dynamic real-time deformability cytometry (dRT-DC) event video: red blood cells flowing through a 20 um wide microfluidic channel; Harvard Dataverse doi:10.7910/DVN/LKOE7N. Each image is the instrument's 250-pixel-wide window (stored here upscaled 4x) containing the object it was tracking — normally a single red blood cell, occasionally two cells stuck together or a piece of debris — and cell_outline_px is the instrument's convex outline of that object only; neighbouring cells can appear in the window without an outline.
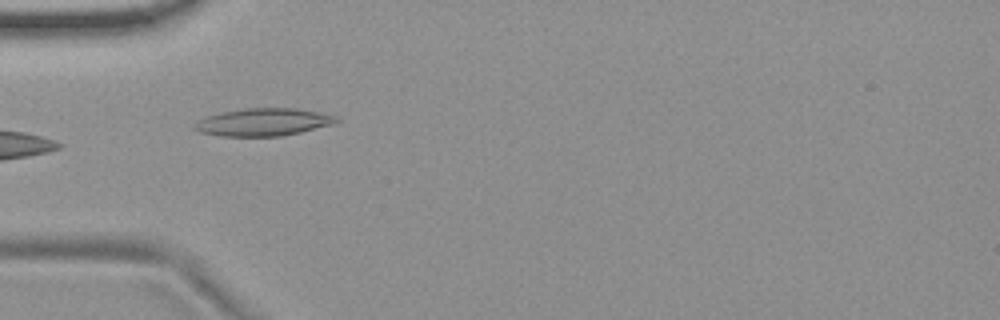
{"species": "common noctule bat (a hibernating species)", "species_latin": "Nyctalus noctula", "temperature_condition": "room temperature", "stored_images_in_passage": 3, "camera_frame_rate_fps": 3000, "um_per_image_px": 0.085, "animal": {"sex": "female", "body_mass_g": 19.9}, "frame": {"image": 1, "passage_image": 2, "time_ms": 0.333, "image_size_px": [1000, 320], "cell_outline_px": [[340, 120], [336, 124], [300, 132], [280, 136], [220, 136], [200, 132], [192, 128], [192, 124], [196, 120], [220, 112], [244, 108], [296, 108], [320, 112], [336, 116]], "centroid_in_image_um": [22.37, 10.37], "position_along_channel_um": 62.6, "area_um2": 23.06}}
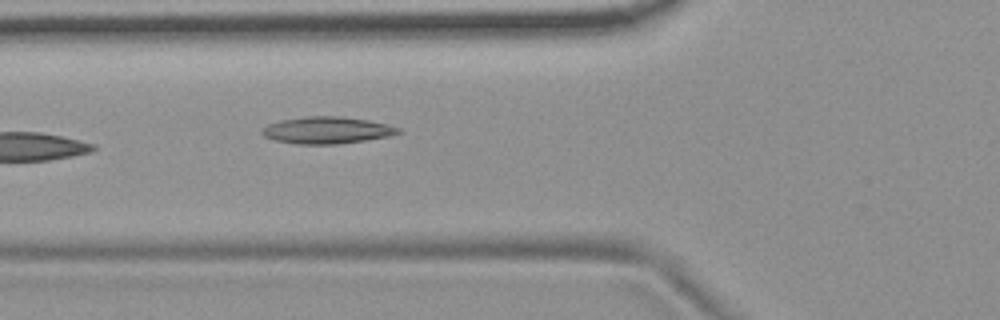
{"frame": {"image": 2, "passage_image": 3, "time_ms": 0.667, "image_size_px": [1000, 320], "cell_outline_px": [[404, 132], [388, 136], [364, 140], [336, 144], [296, 144], [276, 140], [264, 136], [260, 132], [268, 124], [280, 120], [304, 116], [340, 116], [368, 120], [388, 124], [400, 128]], "centroid_in_image_um": [27.8, 11.06], "position_along_channel_um": 98.0, "area_um2": 21.33}}